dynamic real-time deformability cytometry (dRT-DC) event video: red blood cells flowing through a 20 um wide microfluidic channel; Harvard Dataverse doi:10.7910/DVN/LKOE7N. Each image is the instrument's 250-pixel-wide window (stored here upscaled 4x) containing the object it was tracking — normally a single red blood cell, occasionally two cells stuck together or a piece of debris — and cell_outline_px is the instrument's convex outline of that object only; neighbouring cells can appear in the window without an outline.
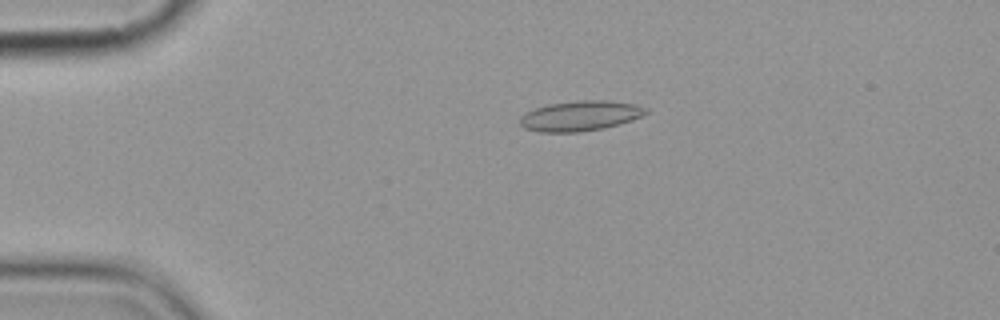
{"species": "common noctule bat (a hibernating species)", "species_latin": "Nyctalus noctula", "temperature_condition": "cold", "stored_images_in_passage": 6, "camera_frame_rate_fps": 3000, "um_per_image_px": 0.085, "animal": {"sex": "female", "body_mass_g": 19.9}, "frame": {"image": 1, "passage_image": 4, "time_ms": 3.333, "image_size_px": [1000, 320], "cell_outline_px": [[648, 112], [632, 120], [620, 124], [604, 128], [580, 132], [540, 132], [524, 128], [520, 124], [520, 116], [524, 112], [548, 104], [576, 100], [604, 100], [636, 104], [648, 108]], "centroid_in_image_um": [49.31, 9.84], "position_along_channel_um": 35.7, "area_um2": 22.25}}